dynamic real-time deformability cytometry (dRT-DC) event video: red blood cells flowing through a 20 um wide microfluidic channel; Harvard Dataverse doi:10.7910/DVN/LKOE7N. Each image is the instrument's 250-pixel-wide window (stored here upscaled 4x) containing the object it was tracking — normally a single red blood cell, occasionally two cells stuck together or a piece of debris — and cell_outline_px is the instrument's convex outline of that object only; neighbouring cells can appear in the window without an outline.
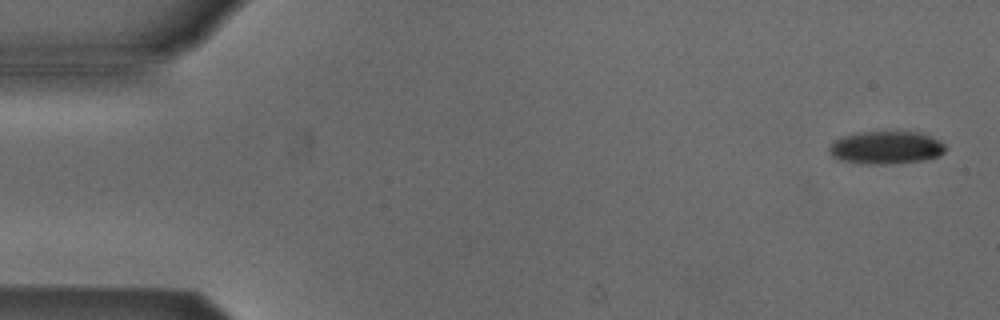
{"species": "Egyptian fruit bat (a non-hibernating species)", "species_latin": "Rousettus aegyptiacus", "temperature_condition": "cold", "stored_images_in_passage": 4, "camera_frame_rate_fps": 3000, "um_per_image_px": 0.085, "animal": {"sex": "male"}, "frame": {"image": 1, "passage_image": 1, "time_ms": 0.0, "image_size_px": [1000, 320], "cell_outline_px": [[948, 148], [940, 156], [924, 160], [888, 164], [860, 164], [840, 160], [832, 156], [828, 152], [828, 144], [832, 140], [844, 136], [860, 132], [896, 128], [920, 132], [940, 140]], "centroid_in_image_um": [75.31, 12.5], "position_along_channel_um": 9.7, "area_um2": 23.47}}
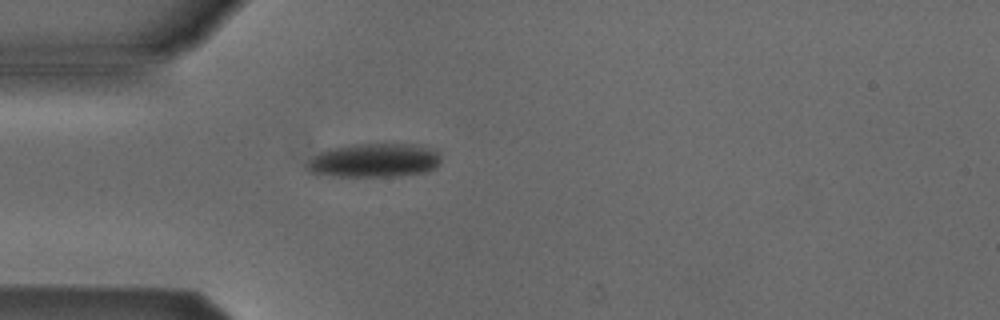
{"frame": {"image": 2, "passage_image": 4, "time_ms": 4.333, "image_size_px": [1000, 320], "cell_outline_px": [[440, 164], [436, 168], [428, 172], [400, 176], [332, 176], [308, 172], [304, 164], [312, 156], [328, 148], [356, 144], [412, 144], [428, 148], [436, 152], [440, 156]], "centroid_in_image_um": [31.77, 13.64], "position_along_channel_um": 53.2, "area_um2": 26.7}}